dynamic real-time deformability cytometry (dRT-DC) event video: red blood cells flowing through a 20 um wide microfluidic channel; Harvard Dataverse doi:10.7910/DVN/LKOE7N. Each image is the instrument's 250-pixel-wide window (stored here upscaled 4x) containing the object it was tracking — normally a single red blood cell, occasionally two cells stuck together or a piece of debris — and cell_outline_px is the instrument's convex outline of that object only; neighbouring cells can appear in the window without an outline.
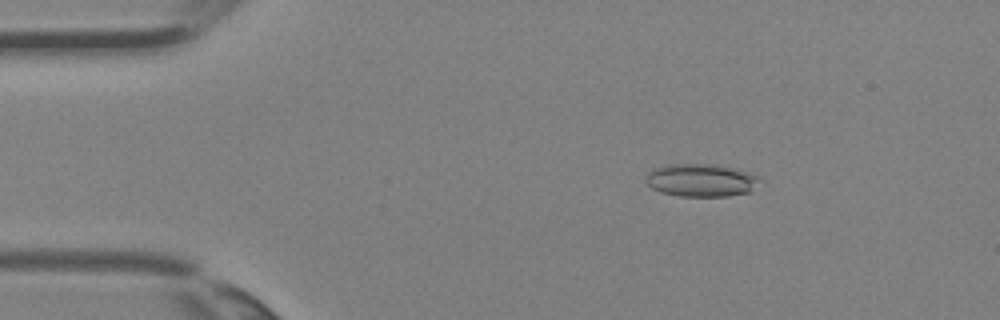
{"species": "Egyptian fruit bat (a non-hibernating species)", "species_latin": "Rousettus aegyptiacus", "temperature_condition": "room temperature", "stored_images_in_passage": 33, "camera_frame_rate_fps": 3000, "um_per_image_px": 0.085, "animal": {"sex": "female"}, "frame": {"image": 1, "passage_image": 3, "time_ms": 0.667, "image_size_px": [1000, 320], "cell_outline_px": [[760, 180], [752, 192], [728, 196], [680, 196], [660, 192], [652, 188], [644, 180], [644, 176], [648, 172], [656, 168], [672, 164], [720, 164], [740, 168], [756, 176]], "centroid_in_image_um": [59.61, 15.31], "position_along_channel_um": 25.4, "area_um2": 22.08}}
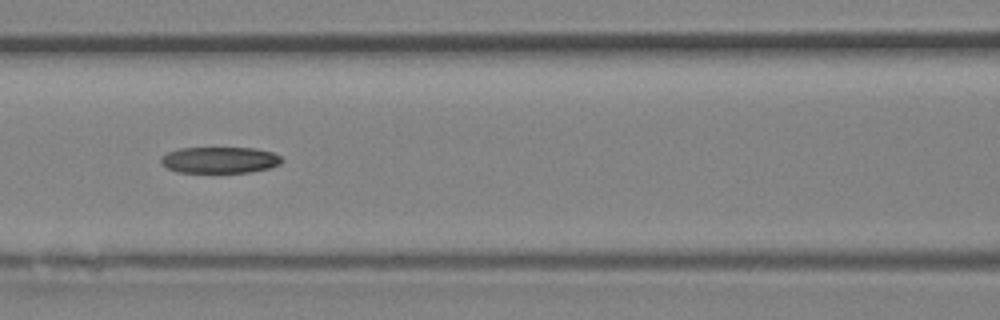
{"frame": {"image": 2, "passage_image": 13, "time_ms": 4.0, "image_size_px": [1000, 320], "cell_outline_px": [[284, 160], [280, 164], [268, 168], [248, 172], [176, 172], [168, 168], [160, 160], [160, 156], [168, 152], [180, 148], [252, 148], [272, 152], [280, 156]], "centroid_in_image_um": [18.67, 13.59], "position_along_channel_um": 147.9, "area_um2": 18.38}}
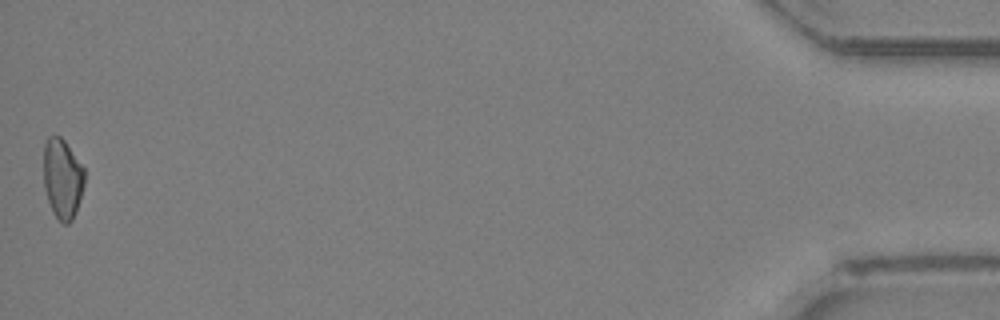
{"frame": {"image": 3, "passage_image": 33, "time_ms": 10.667, "image_size_px": [1000, 320], "cell_outline_px": [[84, 184], [76, 212], [72, 220], [68, 224], [64, 224], [52, 212], [44, 188], [44, 144], [48, 136], [60, 136], [64, 140], [84, 168]], "centroid_in_image_um": [5.3, 15.18], "position_along_channel_um": 429.9, "area_um2": 18.96}}